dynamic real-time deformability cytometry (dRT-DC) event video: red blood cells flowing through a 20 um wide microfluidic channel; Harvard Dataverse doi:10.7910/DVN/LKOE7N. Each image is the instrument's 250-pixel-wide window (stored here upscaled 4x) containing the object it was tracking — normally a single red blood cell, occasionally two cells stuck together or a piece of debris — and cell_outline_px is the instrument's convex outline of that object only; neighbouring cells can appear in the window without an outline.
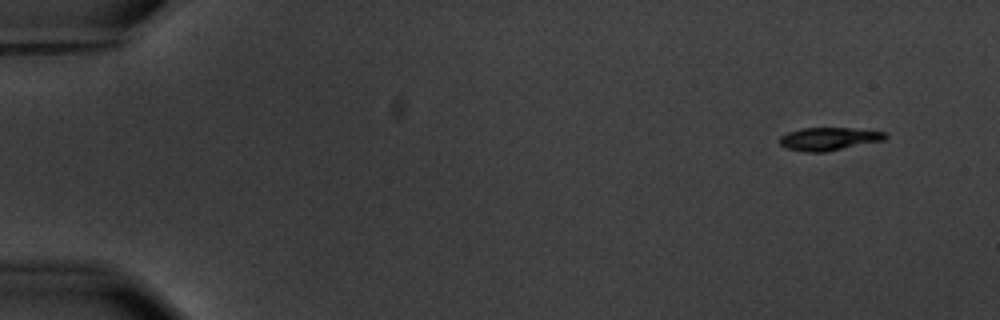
{"species": "common noctule bat (a hibernating species)", "species_latin": "Nyctalus noctula", "temperature_condition": "warm", "stored_images_in_passage": 5, "camera_frame_rate_fps": 3000, "um_per_image_px": 0.085, "animal": {"sex": "male", "body_mass_g": 20.1, "forearm_length_mm": 53.5}, "frame": {"image": 1, "passage_image": 1, "time_ms": 0.0, "image_size_px": [1000, 320], "cell_outline_px": [[888, 136], [884, 140], [824, 152], [804, 152], [788, 148], [780, 144], [780, 136], [788, 132], [804, 128], [852, 128], [884, 132]], "centroid_in_image_um": [70.45, 11.8], "position_along_channel_um": 14.6, "area_um2": 13.93}}
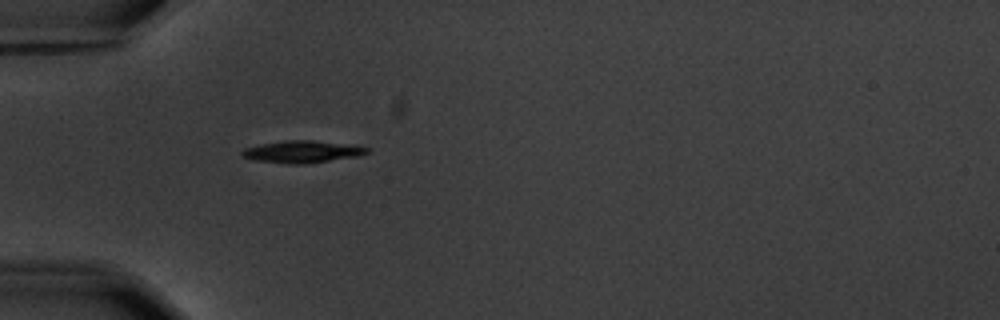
{"frame": {"image": 2, "passage_image": 5, "time_ms": 4.667, "image_size_px": [1000, 320], "cell_outline_px": [[368, 152], [360, 156], [308, 164], [288, 164], [252, 160], [240, 156], [240, 152], [244, 148], [260, 144], [284, 140], [312, 140], [356, 144], [368, 148]], "centroid_in_image_um": [25.69, 12.89], "position_along_channel_um": 59.3, "area_um2": 16.59}}